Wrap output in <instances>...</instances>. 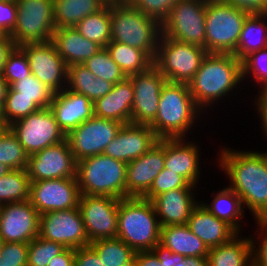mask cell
Segmentation results:
<instances>
[{
	"instance_id": "51",
	"label": "cell",
	"mask_w": 267,
	"mask_h": 266,
	"mask_svg": "<svg viewBox=\"0 0 267 266\" xmlns=\"http://www.w3.org/2000/svg\"><path fill=\"white\" fill-rule=\"evenodd\" d=\"M250 13H267V0H222Z\"/></svg>"
},
{
	"instance_id": "42",
	"label": "cell",
	"mask_w": 267,
	"mask_h": 266,
	"mask_svg": "<svg viewBox=\"0 0 267 266\" xmlns=\"http://www.w3.org/2000/svg\"><path fill=\"white\" fill-rule=\"evenodd\" d=\"M242 78H253L261 86L258 90L267 89V47L252 52L242 61ZM250 74V75H249ZM246 77V78H245Z\"/></svg>"
},
{
	"instance_id": "16",
	"label": "cell",
	"mask_w": 267,
	"mask_h": 266,
	"mask_svg": "<svg viewBox=\"0 0 267 266\" xmlns=\"http://www.w3.org/2000/svg\"><path fill=\"white\" fill-rule=\"evenodd\" d=\"M19 47L28 58L31 74L45 83L54 93L66 88L68 66L51 41L25 43Z\"/></svg>"
},
{
	"instance_id": "15",
	"label": "cell",
	"mask_w": 267,
	"mask_h": 266,
	"mask_svg": "<svg viewBox=\"0 0 267 266\" xmlns=\"http://www.w3.org/2000/svg\"><path fill=\"white\" fill-rule=\"evenodd\" d=\"M77 162L68 140L48 146L28 156L26 171L30 182L76 178Z\"/></svg>"
},
{
	"instance_id": "61",
	"label": "cell",
	"mask_w": 267,
	"mask_h": 266,
	"mask_svg": "<svg viewBox=\"0 0 267 266\" xmlns=\"http://www.w3.org/2000/svg\"><path fill=\"white\" fill-rule=\"evenodd\" d=\"M3 244H4V241H3L2 237L0 236V252H1V249L3 247Z\"/></svg>"
},
{
	"instance_id": "62",
	"label": "cell",
	"mask_w": 267,
	"mask_h": 266,
	"mask_svg": "<svg viewBox=\"0 0 267 266\" xmlns=\"http://www.w3.org/2000/svg\"><path fill=\"white\" fill-rule=\"evenodd\" d=\"M119 2H130L131 0H117Z\"/></svg>"
},
{
	"instance_id": "50",
	"label": "cell",
	"mask_w": 267,
	"mask_h": 266,
	"mask_svg": "<svg viewBox=\"0 0 267 266\" xmlns=\"http://www.w3.org/2000/svg\"><path fill=\"white\" fill-rule=\"evenodd\" d=\"M73 266H103L97 252L89 245L75 249Z\"/></svg>"
},
{
	"instance_id": "4",
	"label": "cell",
	"mask_w": 267,
	"mask_h": 266,
	"mask_svg": "<svg viewBox=\"0 0 267 266\" xmlns=\"http://www.w3.org/2000/svg\"><path fill=\"white\" fill-rule=\"evenodd\" d=\"M111 41L144 51L154 60L162 35L161 24L131 2H110Z\"/></svg>"
},
{
	"instance_id": "28",
	"label": "cell",
	"mask_w": 267,
	"mask_h": 266,
	"mask_svg": "<svg viewBox=\"0 0 267 266\" xmlns=\"http://www.w3.org/2000/svg\"><path fill=\"white\" fill-rule=\"evenodd\" d=\"M160 244L185 257H207L208 247L185 225L161 227Z\"/></svg>"
},
{
	"instance_id": "55",
	"label": "cell",
	"mask_w": 267,
	"mask_h": 266,
	"mask_svg": "<svg viewBox=\"0 0 267 266\" xmlns=\"http://www.w3.org/2000/svg\"><path fill=\"white\" fill-rule=\"evenodd\" d=\"M15 47L16 44L10 35H4L0 38V74H2L4 64L6 63L9 54Z\"/></svg>"
},
{
	"instance_id": "10",
	"label": "cell",
	"mask_w": 267,
	"mask_h": 266,
	"mask_svg": "<svg viewBox=\"0 0 267 266\" xmlns=\"http://www.w3.org/2000/svg\"><path fill=\"white\" fill-rule=\"evenodd\" d=\"M206 1L179 0L161 24L162 36L205 49Z\"/></svg>"
},
{
	"instance_id": "8",
	"label": "cell",
	"mask_w": 267,
	"mask_h": 266,
	"mask_svg": "<svg viewBox=\"0 0 267 266\" xmlns=\"http://www.w3.org/2000/svg\"><path fill=\"white\" fill-rule=\"evenodd\" d=\"M207 53L203 47L161 35L153 65L167 81L189 84Z\"/></svg>"
},
{
	"instance_id": "13",
	"label": "cell",
	"mask_w": 267,
	"mask_h": 266,
	"mask_svg": "<svg viewBox=\"0 0 267 266\" xmlns=\"http://www.w3.org/2000/svg\"><path fill=\"white\" fill-rule=\"evenodd\" d=\"M38 236L61 243L66 248L90 245L79 207L41 214Z\"/></svg>"
},
{
	"instance_id": "56",
	"label": "cell",
	"mask_w": 267,
	"mask_h": 266,
	"mask_svg": "<svg viewBox=\"0 0 267 266\" xmlns=\"http://www.w3.org/2000/svg\"><path fill=\"white\" fill-rule=\"evenodd\" d=\"M75 249L66 248L62 253L53 257L48 266H73Z\"/></svg>"
},
{
	"instance_id": "58",
	"label": "cell",
	"mask_w": 267,
	"mask_h": 266,
	"mask_svg": "<svg viewBox=\"0 0 267 266\" xmlns=\"http://www.w3.org/2000/svg\"><path fill=\"white\" fill-rule=\"evenodd\" d=\"M9 89V84L4 80L0 74V107H3L5 98Z\"/></svg>"
},
{
	"instance_id": "17",
	"label": "cell",
	"mask_w": 267,
	"mask_h": 266,
	"mask_svg": "<svg viewBox=\"0 0 267 266\" xmlns=\"http://www.w3.org/2000/svg\"><path fill=\"white\" fill-rule=\"evenodd\" d=\"M81 193L77 178H60L30 182L29 201L43 214L76 208Z\"/></svg>"
},
{
	"instance_id": "43",
	"label": "cell",
	"mask_w": 267,
	"mask_h": 266,
	"mask_svg": "<svg viewBox=\"0 0 267 266\" xmlns=\"http://www.w3.org/2000/svg\"><path fill=\"white\" fill-rule=\"evenodd\" d=\"M1 75L9 86L31 75L28 58L19 46L9 54Z\"/></svg>"
},
{
	"instance_id": "32",
	"label": "cell",
	"mask_w": 267,
	"mask_h": 266,
	"mask_svg": "<svg viewBox=\"0 0 267 266\" xmlns=\"http://www.w3.org/2000/svg\"><path fill=\"white\" fill-rule=\"evenodd\" d=\"M106 0H53L56 28L75 27L84 17L101 10Z\"/></svg>"
},
{
	"instance_id": "27",
	"label": "cell",
	"mask_w": 267,
	"mask_h": 266,
	"mask_svg": "<svg viewBox=\"0 0 267 266\" xmlns=\"http://www.w3.org/2000/svg\"><path fill=\"white\" fill-rule=\"evenodd\" d=\"M51 42L67 66L83 64L102 47L83 37L74 27L56 28Z\"/></svg>"
},
{
	"instance_id": "19",
	"label": "cell",
	"mask_w": 267,
	"mask_h": 266,
	"mask_svg": "<svg viewBox=\"0 0 267 266\" xmlns=\"http://www.w3.org/2000/svg\"><path fill=\"white\" fill-rule=\"evenodd\" d=\"M39 218L29 200L1 205L0 236L4 242L29 243L39 235Z\"/></svg>"
},
{
	"instance_id": "30",
	"label": "cell",
	"mask_w": 267,
	"mask_h": 266,
	"mask_svg": "<svg viewBox=\"0 0 267 266\" xmlns=\"http://www.w3.org/2000/svg\"><path fill=\"white\" fill-rule=\"evenodd\" d=\"M113 83L94 76L83 64L68 66L67 86L72 92L85 95L93 103L108 94Z\"/></svg>"
},
{
	"instance_id": "60",
	"label": "cell",
	"mask_w": 267,
	"mask_h": 266,
	"mask_svg": "<svg viewBox=\"0 0 267 266\" xmlns=\"http://www.w3.org/2000/svg\"><path fill=\"white\" fill-rule=\"evenodd\" d=\"M9 171H11V169L9 167L0 163V177L7 174Z\"/></svg>"
},
{
	"instance_id": "59",
	"label": "cell",
	"mask_w": 267,
	"mask_h": 266,
	"mask_svg": "<svg viewBox=\"0 0 267 266\" xmlns=\"http://www.w3.org/2000/svg\"><path fill=\"white\" fill-rule=\"evenodd\" d=\"M8 128V125L4 121L2 107H0V131H4Z\"/></svg>"
},
{
	"instance_id": "2",
	"label": "cell",
	"mask_w": 267,
	"mask_h": 266,
	"mask_svg": "<svg viewBox=\"0 0 267 266\" xmlns=\"http://www.w3.org/2000/svg\"><path fill=\"white\" fill-rule=\"evenodd\" d=\"M241 82L242 62L234 54L207 53L188 87L195 104L203 113L222 97H229V93L237 89Z\"/></svg>"
},
{
	"instance_id": "34",
	"label": "cell",
	"mask_w": 267,
	"mask_h": 266,
	"mask_svg": "<svg viewBox=\"0 0 267 266\" xmlns=\"http://www.w3.org/2000/svg\"><path fill=\"white\" fill-rule=\"evenodd\" d=\"M106 49L126 77L146 71L153 65V60L144 51L127 44L111 41Z\"/></svg>"
},
{
	"instance_id": "9",
	"label": "cell",
	"mask_w": 267,
	"mask_h": 266,
	"mask_svg": "<svg viewBox=\"0 0 267 266\" xmlns=\"http://www.w3.org/2000/svg\"><path fill=\"white\" fill-rule=\"evenodd\" d=\"M15 2L17 19L10 37L16 46L51 41L56 29L53 0H16Z\"/></svg>"
},
{
	"instance_id": "47",
	"label": "cell",
	"mask_w": 267,
	"mask_h": 266,
	"mask_svg": "<svg viewBox=\"0 0 267 266\" xmlns=\"http://www.w3.org/2000/svg\"><path fill=\"white\" fill-rule=\"evenodd\" d=\"M29 243L4 242L0 266H27Z\"/></svg>"
},
{
	"instance_id": "63",
	"label": "cell",
	"mask_w": 267,
	"mask_h": 266,
	"mask_svg": "<svg viewBox=\"0 0 267 266\" xmlns=\"http://www.w3.org/2000/svg\"><path fill=\"white\" fill-rule=\"evenodd\" d=\"M5 34L0 30V38H2Z\"/></svg>"
},
{
	"instance_id": "48",
	"label": "cell",
	"mask_w": 267,
	"mask_h": 266,
	"mask_svg": "<svg viewBox=\"0 0 267 266\" xmlns=\"http://www.w3.org/2000/svg\"><path fill=\"white\" fill-rule=\"evenodd\" d=\"M255 220L258 224L257 226L259 227V233L256 237L259 239V245H256L258 242L255 241V236L253 239L251 237L253 266H267V217L256 218Z\"/></svg>"
},
{
	"instance_id": "26",
	"label": "cell",
	"mask_w": 267,
	"mask_h": 266,
	"mask_svg": "<svg viewBox=\"0 0 267 266\" xmlns=\"http://www.w3.org/2000/svg\"><path fill=\"white\" fill-rule=\"evenodd\" d=\"M134 88L129 77L113 85L112 90L93 103L94 116L114 120L122 124L131 123Z\"/></svg>"
},
{
	"instance_id": "22",
	"label": "cell",
	"mask_w": 267,
	"mask_h": 266,
	"mask_svg": "<svg viewBox=\"0 0 267 266\" xmlns=\"http://www.w3.org/2000/svg\"><path fill=\"white\" fill-rule=\"evenodd\" d=\"M49 108L65 135L94 116L93 102L85 95L67 88L54 93Z\"/></svg>"
},
{
	"instance_id": "37",
	"label": "cell",
	"mask_w": 267,
	"mask_h": 266,
	"mask_svg": "<svg viewBox=\"0 0 267 266\" xmlns=\"http://www.w3.org/2000/svg\"><path fill=\"white\" fill-rule=\"evenodd\" d=\"M54 92L33 74L9 86L6 97H25L32 99L41 109L50 106Z\"/></svg>"
},
{
	"instance_id": "53",
	"label": "cell",
	"mask_w": 267,
	"mask_h": 266,
	"mask_svg": "<svg viewBox=\"0 0 267 266\" xmlns=\"http://www.w3.org/2000/svg\"><path fill=\"white\" fill-rule=\"evenodd\" d=\"M258 98L256 97V103L257 106V113H259V117L261 118L259 122H261L262 132L264 135L267 136V89L259 90ZM267 138V137H266Z\"/></svg>"
},
{
	"instance_id": "31",
	"label": "cell",
	"mask_w": 267,
	"mask_h": 266,
	"mask_svg": "<svg viewBox=\"0 0 267 266\" xmlns=\"http://www.w3.org/2000/svg\"><path fill=\"white\" fill-rule=\"evenodd\" d=\"M267 47V13H250L244 20L234 55L242 61L252 52Z\"/></svg>"
},
{
	"instance_id": "45",
	"label": "cell",
	"mask_w": 267,
	"mask_h": 266,
	"mask_svg": "<svg viewBox=\"0 0 267 266\" xmlns=\"http://www.w3.org/2000/svg\"><path fill=\"white\" fill-rule=\"evenodd\" d=\"M39 109L41 108L32 102V99H27L25 97H6L2 107L3 118L9 126L13 122L23 117H27Z\"/></svg>"
},
{
	"instance_id": "38",
	"label": "cell",
	"mask_w": 267,
	"mask_h": 266,
	"mask_svg": "<svg viewBox=\"0 0 267 266\" xmlns=\"http://www.w3.org/2000/svg\"><path fill=\"white\" fill-rule=\"evenodd\" d=\"M30 179L26 169L11 170L0 177V205L29 200Z\"/></svg>"
},
{
	"instance_id": "20",
	"label": "cell",
	"mask_w": 267,
	"mask_h": 266,
	"mask_svg": "<svg viewBox=\"0 0 267 266\" xmlns=\"http://www.w3.org/2000/svg\"><path fill=\"white\" fill-rule=\"evenodd\" d=\"M165 168V138L147 153L127 163L126 197H143Z\"/></svg>"
},
{
	"instance_id": "6",
	"label": "cell",
	"mask_w": 267,
	"mask_h": 266,
	"mask_svg": "<svg viewBox=\"0 0 267 266\" xmlns=\"http://www.w3.org/2000/svg\"><path fill=\"white\" fill-rule=\"evenodd\" d=\"M127 163L105 154L77 162L76 178L81 195L126 198Z\"/></svg>"
},
{
	"instance_id": "40",
	"label": "cell",
	"mask_w": 267,
	"mask_h": 266,
	"mask_svg": "<svg viewBox=\"0 0 267 266\" xmlns=\"http://www.w3.org/2000/svg\"><path fill=\"white\" fill-rule=\"evenodd\" d=\"M83 65L87 67L94 76L100 77L113 84L121 82L126 78V75L114 62L106 47H103L92 55Z\"/></svg>"
},
{
	"instance_id": "49",
	"label": "cell",
	"mask_w": 267,
	"mask_h": 266,
	"mask_svg": "<svg viewBox=\"0 0 267 266\" xmlns=\"http://www.w3.org/2000/svg\"><path fill=\"white\" fill-rule=\"evenodd\" d=\"M17 5L15 1L0 0V30L10 35L16 25Z\"/></svg>"
},
{
	"instance_id": "36",
	"label": "cell",
	"mask_w": 267,
	"mask_h": 266,
	"mask_svg": "<svg viewBox=\"0 0 267 266\" xmlns=\"http://www.w3.org/2000/svg\"><path fill=\"white\" fill-rule=\"evenodd\" d=\"M103 266H134L136 252L118 238L100 239L90 243Z\"/></svg>"
},
{
	"instance_id": "44",
	"label": "cell",
	"mask_w": 267,
	"mask_h": 266,
	"mask_svg": "<svg viewBox=\"0 0 267 266\" xmlns=\"http://www.w3.org/2000/svg\"><path fill=\"white\" fill-rule=\"evenodd\" d=\"M177 188H197L191 185L184 177L164 168L154 179L149 191L143 198L151 201L155 196Z\"/></svg>"
},
{
	"instance_id": "52",
	"label": "cell",
	"mask_w": 267,
	"mask_h": 266,
	"mask_svg": "<svg viewBox=\"0 0 267 266\" xmlns=\"http://www.w3.org/2000/svg\"><path fill=\"white\" fill-rule=\"evenodd\" d=\"M134 266H166L153 251H138L135 254Z\"/></svg>"
},
{
	"instance_id": "64",
	"label": "cell",
	"mask_w": 267,
	"mask_h": 266,
	"mask_svg": "<svg viewBox=\"0 0 267 266\" xmlns=\"http://www.w3.org/2000/svg\"><path fill=\"white\" fill-rule=\"evenodd\" d=\"M106 1L109 3V2H114V1H117V0H106Z\"/></svg>"
},
{
	"instance_id": "57",
	"label": "cell",
	"mask_w": 267,
	"mask_h": 266,
	"mask_svg": "<svg viewBox=\"0 0 267 266\" xmlns=\"http://www.w3.org/2000/svg\"><path fill=\"white\" fill-rule=\"evenodd\" d=\"M178 266H208L207 257H185L179 254Z\"/></svg>"
},
{
	"instance_id": "24",
	"label": "cell",
	"mask_w": 267,
	"mask_h": 266,
	"mask_svg": "<svg viewBox=\"0 0 267 266\" xmlns=\"http://www.w3.org/2000/svg\"><path fill=\"white\" fill-rule=\"evenodd\" d=\"M184 138H165V168L184 177L191 185L199 182V145Z\"/></svg>"
},
{
	"instance_id": "1",
	"label": "cell",
	"mask_w": 267,
	"mask_h": 266,
	"mask_svg": "<svg viewBox=\"0 0 267 266\" xmlns=\"http://www.w3.org/2000/svg\"><path fill=\"white\" fill-rule=\"evenodd\" d=\"M266 152V153H265ZM238 151L223 147L220 168L228 175L231 188L254 218L267 217V151Z\"/></svg>"
},
{
	"instance_id": "33",
	"label": "cell",
	"mask_w": 267,
	"mask_h": 266,
	"mask_svg": "<svg viewBox=\"0 0 267 266\" xmlns=\"http://www.w3.org/2000/svg\"><path fill=\"white\" fill-rule=\"evenodd\" d=\"M211 204L203 203L213 215L217 218L226 221L230 224L239 234L241 221L243 220L245 207L242 205L241 198L229 187H223L220 191L216 192ZM239 222V223H238Z\"/></svg>"
},
{
	"instance_id": "3",
	"label": "cell",
	"mask_w": 267,
	"mask_h": 266,
	"mask_svg": "<svg viewBox=\"0 0 267 266\" xmlns=\"http://www.w3.org/2000/svg\"><path fill=\"white\" fill-rule=\"evenodd\" d=\"M200 112L188 84L166 81L160 91L157 115L149 126L160 139L186 138L200 119Z\"/></svg>"
},
{
	"instance_id": "35",
	"label": "cell",
	"mask_w": 267,
	"mask_h": 266,
	"mask_svg": "<svg viewBox=\"0 0 267 266\" xmlns=\"http://www.w3.org/2000/svg\"><path fill=\"white\" fill-rule=\"evenodd\" d=\"M74 28L86 39L106 47L111 42L110 2L84 17Z\"/></svg>"
},
{
	"instance_id": "14",
	"label": "cell",
	"mask_w": 267,
	"mask_h": 266,
	"mask_svg": "<svg viewBox=\"0 0 267 266\" xmlns=\"http://www.w3.org/2000/svg\"><path fill=\"white\" fill-rule=\"evenodd\" d=\"M122 126L120 122L93 116L72 129L66 139L76 162L102 154Z\"/></svg>"
},
{
	"instance_id": "39",
	"label": "cell",
	"mask_w": 267,
	"mask_h": 266,
	"mask_svg": "<svg viewBox=\"0 0 267 266\" xmlns=\"http://www.w3.org/2000/svg\"><path fill=\"white\" fill-rule=\"evenodd\" d=\"M28 154L18 141L17 136L8 127L0 133V163L11 170L26 169Z\"/></svg>"
},
{
	"instance_id": "23",
	"label": "cell",
	"mask_w": 267,
	"mask_h": 266,
	"mask_svg": "<svg viewBox=\"0 0 267 266\" xmlns=\"http://www.w3.org/2000/svg\"><path fill=\"white\" fill-rule=\"evenodd\" d=\"M193 191L194 188H177L151 200L161 227L187 224L191 212L199 204Z\"/></svg>"
},
{
	"instance_id": "29",
	"label": "cell",
	"mask_w": 267,
	"mask_h": 266,
	"mask_svg": "<svg viewBox=\"0 0 267 266\" xmlns=\"http://www.w3.org/2000/svg\"><path fill=\"white\" fill-rule=\"evenodd\" d=\"M239 233L230 241L209 249L208 266H253L252 240Z\"/></svg>"
},
{
	"instance_id": "54",
	"label": "cell",
	"mask_w": 267,
	"mask_h": 266,
	"mask_svg": "<svg viewBox=\"0 0 267 266\" xmlns=\"http://www.w3.org/2000/svg\"><path fill=\"white\" fill-rule=\"evenodd\" d=\"M152 251L157 255L160 261H164L166 266H178L179 254L173 253L170 249L165 248L158 243Z\"/></svg>"
},
{
	"instance_id": "46",
	"label": "cell",
	"mask_w": 267,
	"mask_h": 266,
	"mask_svg": "<svg viewBox=\"0 0 267 266\" xmlns=\"http://www.w3.org/2000/svg\"><path fill=\"white\" fill-rule=\"evenodd\" d=\"M179 0H131L130 2L146 16L160 24L168 17L170 10Z\"/></svg>"
},
{
	"instance_id": "7",
	"label": "cell",
	"mask_w": 267,
	"mask_h": 266,
	"mask_svg": "<svg viewBox=\"0 0 267 266\" xmlns=\"http://www.w3.org/2000/svg\"><path fill=\"white\" fill-rule=\"evenodd\" d=\"M249 11L222 0L206 1L205 49L208 53L234 54Z\"/></svg>"
},
{
	"instance_id": "25",
	"label": "cell",
	"mask_w": 267,
	"mask_h": 266,
	"mask_svg": "<svg viewBox=\"0 0 267 266\" xmlns=\"http://www.w3.org/2000/svg\"><path fill=\"white\" fill-rule=\"evenodd\" d=\"M186 225L208 249L222 245L238 234L230 224L213 215L201 201L191 212Z\"/></svg>"
},
{
	"instance_id": "11",
	"label": "cell",
	"mask_w": 267,
	"mask_h": 266,
	"mask_svg": "<svg viewBox=\"0 0 267 266\" xmlns=\"http://www.w3.org/2000/svg\"><path fill=\"white\" fill-rule=\"evenodd\" d=\"M28 155L66 139L49 107L39 109L8 126Z\"/></svg>"
},
{
	"instance_id": "21",
	"label": "cell",
	"mask_w": 267,
	"mask_h": 266,
	"mask_svg": "<svg viewBox=\"0 0 267 266\" xmlns=\"http://www.w3.org/2000/svg\"><path fill=\"white\" fill-rule=\"evenodd\" d=\"M160 138L149 125L123 124L103 154L129 163L147 153Z\"/></svg>"
},
{
	"instance_id": "18",
	"label": "cell",
	"mask_w": 267,
	"mask_h": 266,
	"mask_svg": "<svg viewBox=\"0 0 267 266\" xmlns=\"http://www.w3.org/2000/svg\"><path fill=\"white\" fill-rule=\"evenodd\" d=\"M129 78L134 88L131 123L150 125L157 115L160 91L167 80L154 65Z\"/></svg>"
},
{
	"instance_id": "41",
	"label": "cell",
	"mask_w": 267,
	"mask_h": 266,
	"mask_svg": "<svg viewBox=\"0 0 267 266\" xmlns=\"http://www.w3.org/2000/svg\"><path fill=\"white\" fill-rule=\"evenodd\" d=\"M65 249L61 243L38 236L29 242L27 266H48L50 260Z\"/></svg>"
},
{
	"instance_id": "5",
	"label": "cell",
	"mask_w": 267,
	"mask_h": 266,
	"mask_svg": "<svg viewBox=\"0 0 267 266\" xmlns=\"http://www.w3.org/2000/svg\"><path fill=\"white\" fill-rule=\"evenodd\" d=\"M118 239L135 252L152 251L160 243L161 225L153 204L143 197H126L118 206Z\"/></svg>"
},
{
	"instance_id": "12",
	"label": "cell",
	"mask_w": 267,
	"mask_h": 266,
	"mask_svg": "<svg viewBox=\"0 0 267 266\" xmlns=\"http://www.w3.org/2000/svg\"><path fill=\"white\" fill-rule=\"evenodd\" d=\"M120 200L110 196H80L78 207L90 243L117 237Z\"/></svg>"
}]
</instances>
